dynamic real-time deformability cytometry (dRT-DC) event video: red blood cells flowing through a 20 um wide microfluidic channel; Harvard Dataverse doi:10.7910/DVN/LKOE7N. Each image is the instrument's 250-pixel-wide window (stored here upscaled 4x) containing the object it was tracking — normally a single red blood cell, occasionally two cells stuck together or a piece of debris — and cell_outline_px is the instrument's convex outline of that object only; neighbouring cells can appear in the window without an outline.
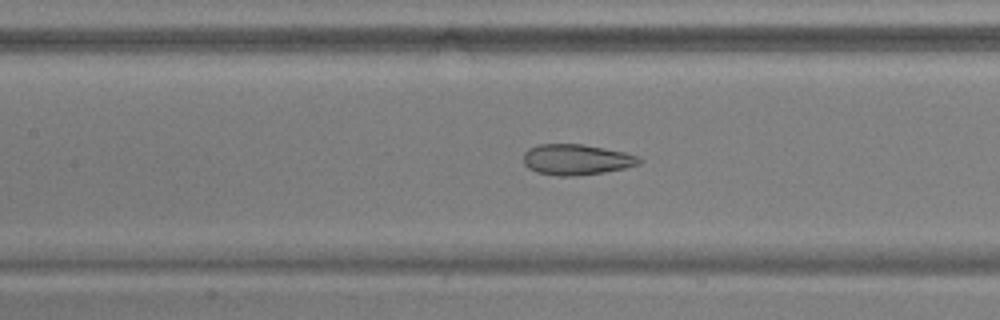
{"species": "common noctule bat (a hibernating species)", "species_latin": "Nyctalus noctula", "temperature_condition": "warm", "stored_images_in_passage": 54, "camera_frame_rate_fps": 3000, "um_per_image_px": 0.085, "animal": {"sex": "male", "body_mass_g": 17.9, "forearm_length_mm": 54.2}, "frame": {"image": 1, "passage_image": 25, "time_ms": 8.0, "image_size_px": [1000, 320], "cell_outline_px": [[644, 160], [640, 164], [624, 168], [604, 172], [572, 176], [556, 176], [536, 172], [528, 168], [524, 164], [524, 152], [528, 148], [536, 144], [584, 144], [624, 152], [636, 156]], "centroid_in_image_um": [48.97, 13.56], "position_along_channel_um": 158.4, "area_um2": 20.81}}
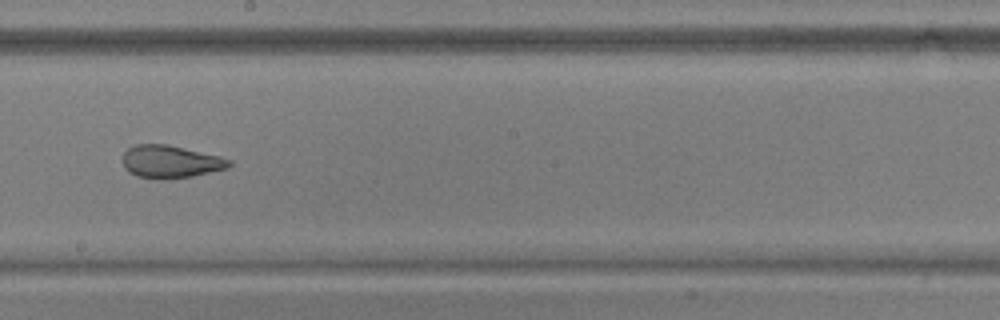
{"frame": {"image": 2, "passage_image": 31, "time_ms": 10.0, "image_size_px": [1000, 320], "cell_outline_px": [[232, 164], [228, 168], [192, 176], [140, 176], [128, 172], [124, 168], [120, 160], [124, 152], [128, 148], [136, 144], [168, 144], [220, 156], [232, 160]], "centroid_in_image_um": [14.48, 13.69], "position_along_channel_um": 233.7, "area_um2": 19.77}}
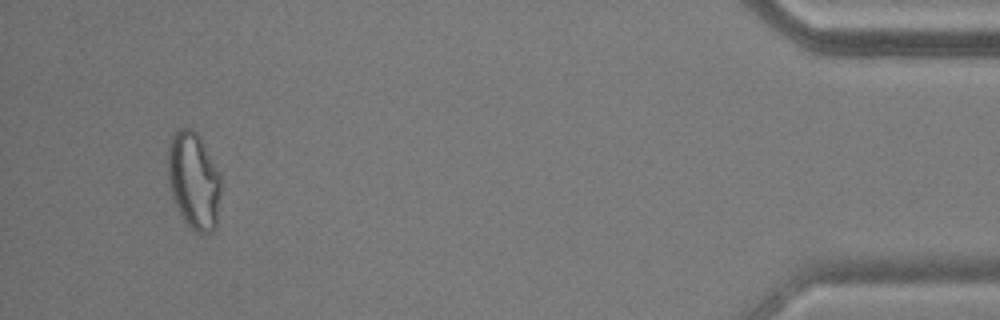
{"frame": {"image": 3, "passage_image": 51, "time_ms": 16.667, "image_size_px": [1000, 320], "cell_outline_px": [[220, 192], [216, 228], [200, 236], [192, 232], [184, 220], [172, 196], [168, 180], [168, 148], [172, 136], [176, 128], [192, 128], [200, 136], [220, 176]], "centroid_in_image_um": [16.46, 15.37], "position_along_channel_um": 418.7, "area_um2": 30.06}, "authors_computed_cell_mechanics": {"area_um2": 26.0967, "velocity_mm_per_s": 3.7784, "shape_relaxation_time_tau1_ms": 8.5329, "shape_relaxation_time_tau2_ms": 1.3253, "deformation_change_tau1": 0.2019, "deformation_change_tau2": 0.09}}